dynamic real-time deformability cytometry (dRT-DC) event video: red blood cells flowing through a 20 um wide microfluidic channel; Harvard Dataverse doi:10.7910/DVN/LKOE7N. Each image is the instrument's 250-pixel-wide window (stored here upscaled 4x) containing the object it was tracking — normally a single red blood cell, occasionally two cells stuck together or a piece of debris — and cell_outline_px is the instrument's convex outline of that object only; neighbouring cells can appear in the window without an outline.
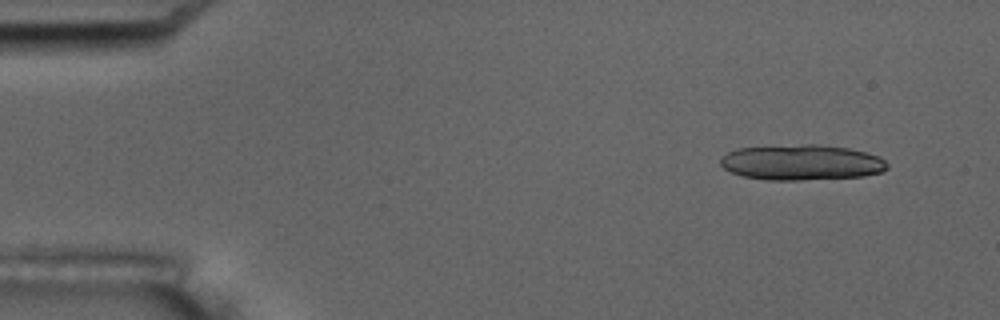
{"species": "common noctule bat (a hibernating species)", "species_latin": "Nyctalus noctula", "temperature_condition": "room temperature", "stored_images_in_passage": 6, "camera_frame_rate_fps": 3000, "um_per_image_px": 0.085, "animal": {"sex": "male", "body_mass_g": 17.5, "forearm_length_mm": 52.3}, "frame": {"image": 1, "passage_image": 2, "time_ms": 1.333, "image_size_px": [1000, 320], "cell_outline_px": [[888, 168], [880, 172], [864, 176], [800, 180], [768, 180], [744, 176], [732, 172], [724, 168], [720, 164], [720, 156], [736, 148], [808, 144], [820, 144], [848, 148], [880, 156], [888, 164]], "centroid_in_image_um": [68.13, 13.8], "position_along_channel_um": 16.9, "area_um2": 34.51}}